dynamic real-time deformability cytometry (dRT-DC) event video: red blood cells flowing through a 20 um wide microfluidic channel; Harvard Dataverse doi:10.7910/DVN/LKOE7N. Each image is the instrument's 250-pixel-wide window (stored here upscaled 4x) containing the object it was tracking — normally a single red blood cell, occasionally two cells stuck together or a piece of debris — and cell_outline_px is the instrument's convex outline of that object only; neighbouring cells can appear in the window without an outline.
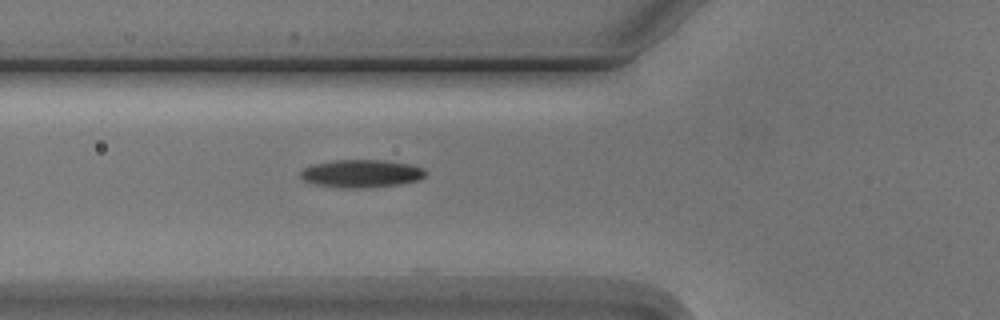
{"species": "Egyptian fruit bat (a non-hibernating species)", "species_latin": "Rousettus aegyptiacus", "temperature_condition": "cold", "stored_images_in_passage": 3, "camera_frame_rate_fps": 3000, "um_per_image_px": 0.085, "animal": {"sex": "male"}, "frame": {"image": 1, "passage_image": 3, "time_ms": 2.333, "image_size_px": [1000, 320], "cell_outline_px": [[428, 172], [420, 180], [400, 184], [360, 188], [344, 188], [316, 184], [304, 180], [300, 176], [300, 172], [304, 168], [312, 164], [332, 160], [384, 160], [412, 164], [424, 168]], "centroid_in_image_um": [30.75, 14.74], "position_along_channel_um": 95.0, "area_um2": 20.4}}